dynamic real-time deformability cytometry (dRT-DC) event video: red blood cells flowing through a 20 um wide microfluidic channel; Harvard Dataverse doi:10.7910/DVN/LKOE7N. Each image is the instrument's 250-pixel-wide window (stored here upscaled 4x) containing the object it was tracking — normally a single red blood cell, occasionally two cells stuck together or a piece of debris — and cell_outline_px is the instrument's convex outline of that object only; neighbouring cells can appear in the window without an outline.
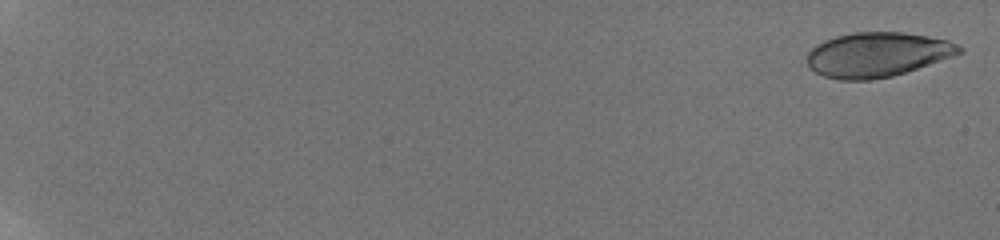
{"species": "human", "species_latin": "Homo sapiens", "temperature_condition": "room temperature", "stored_images_in_passage": 12, "camera_frame_rate_fps": 3000, "um_per_image_px": 0.085, "donor": {"sex": "male"}, "frame": {"image": 1, "passage_image": 1, "time_ms": 0.0, "image_size_px": [1000, 240], "cell_outline_px": [[964, 52], [892, 76], [872, 80], [840, 80], [824, 76], [808, 68], [808, 52], [816, 44], [824, 40], [836, 36], [852, 32], [904, 32], [928, 36], [948, 40], [964, 48]], "centroid_in_image_um": [74.55, 4.63], "position_along_channel_um": 10.5, "area_um2": 39.48}}
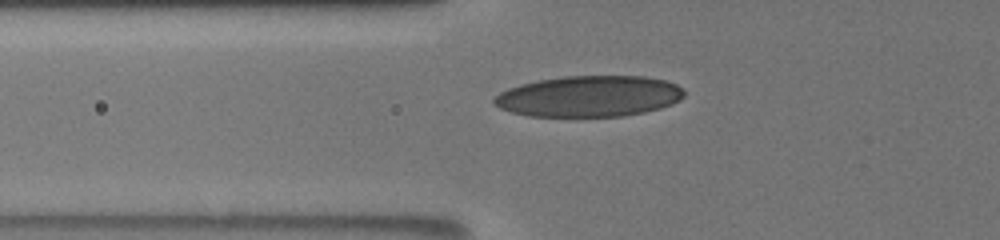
{"frame": {"image": 2, "passage_image": 10, "time_ms": 8.0, "image_size_px": [1000, 240], "cell_outline_px": [[684, 96], [680, 100], [672, 104], [660, 108], [644, 112], [624, 116], [528, 116], [512, 112], [500, 108], [492, 104], [492, 96], [508, 88], [520, 84], [536, 80], [564, 76], [644, 76], [664, 80], [676, 84], [684, 88]], "centroid_in_image_um": [50.05, 8.18], "position_along_channel_um": 75.8, "area_um2": 45.78}}
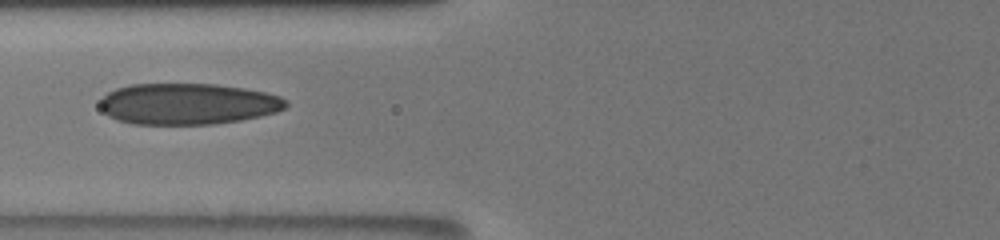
{"frame": {"image": 3, "passage_image": 11, "time_ms": 9.0, "image_size_px": [1000, 240], "cell_outline_px": [[288, 104], [284, 108], [276, 112], [260, 116], [240, 120], [216, 124], [132, 124], [116, 120], [108, 116], [100, 108], [100, 100], [108, 92], [116, 88], [132, 84], [216, 84], [244, 88], [264, 92], [280, 96], [288, 100]], "centroid_in_image_um": [15.95, 8.83], "position_along_channel_um": 109.8, "area_um2": 44.85}}